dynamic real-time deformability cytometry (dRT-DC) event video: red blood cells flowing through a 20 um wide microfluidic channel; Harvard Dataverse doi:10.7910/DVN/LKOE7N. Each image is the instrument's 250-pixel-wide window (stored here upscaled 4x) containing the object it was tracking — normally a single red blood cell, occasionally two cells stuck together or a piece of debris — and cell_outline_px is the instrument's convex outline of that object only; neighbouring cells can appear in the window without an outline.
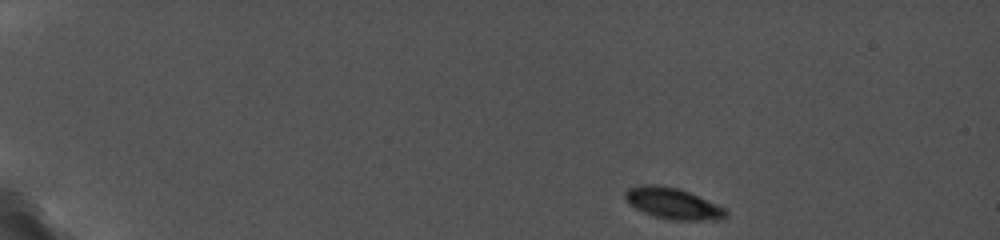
{"species": "common noctule bat (a hibernating species)", "species_latin": "Nyctalus noctula", "temperature_condition": "cold", "stored_images_in_passage": 66, "camera_frame_rate_fps": 5000, "um_per_image_px": 0.085, "animal": {"sex": "female", "body_mass_g": 19.0, "forearm_length_mm": 56.7}, "frame": {"image": 1, "passage_image": 1, "time_ms": 0.0, "image_size_px": [1000, 240], "cell_outline_px": [[728, 216], [716, 220], [676, 220], [656, 216], [644, 212], [628, 204], [624, 196], [624, 192], [628, 188], [636, 184], [656, 184], [676, 188], [688, 192], [716, 204], [724, 208], [728, 212]], "centroid_in_image_um": [57.15, 17.28], "position_along_channel_um": 27.8, "area_um2": 18.15}}
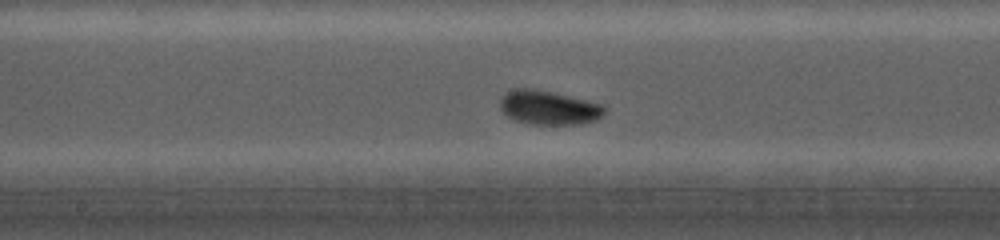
{"frame": {"image": 2, "passage_image": 36, "time_ms": 7.8, "image_size_px": [1000, 240], "cell_outline_px": [[608, 108], [604, 116], [596, 120], [584, 124], [528, 124], [516, 120], [508, 116], [500, 108], [500, 100], [512, 88], [532, 88], [552, 92], [600, 104]], "centroid_in_image_um": [46.67, 9.16], "position_along_channel_um": 201.5, "area_um2": 20.69}}
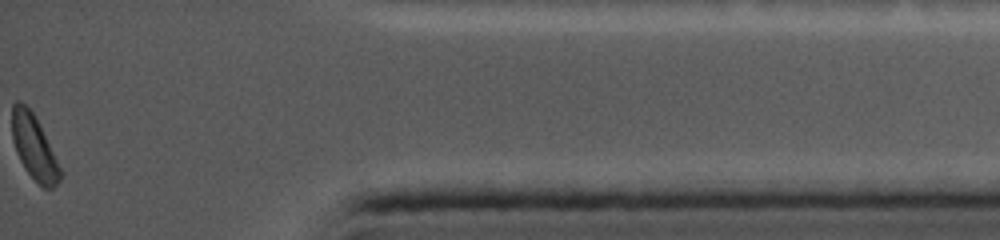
{"frame": {"image": 3, "passage_image": 66, "time_ms": 14.6, "image_size_px": [1000, 240], "cell_outline_px": [[64, 172], [60, 180], [52, 188], [44, 188], [24, 168], [16, 152], [12, 140], [12, 104], [16, 100], [20, 100], [36, 116]], "centroid_in_image_um": [2.91, 12.5], "position_along_channel_um": 432.3, "area_um2": 18.32}, "authors_computed_cell_mechanics": {"area_um2": 19.1896, "velocity_mm_per_s": 3.729, "shape_relaxation_time_tau1_ms": 0.8309, "shape_relaxation_time_tau2_ms": null, "deformation_change_tau1": 0.0708, "deformation_change_tau2": null}}